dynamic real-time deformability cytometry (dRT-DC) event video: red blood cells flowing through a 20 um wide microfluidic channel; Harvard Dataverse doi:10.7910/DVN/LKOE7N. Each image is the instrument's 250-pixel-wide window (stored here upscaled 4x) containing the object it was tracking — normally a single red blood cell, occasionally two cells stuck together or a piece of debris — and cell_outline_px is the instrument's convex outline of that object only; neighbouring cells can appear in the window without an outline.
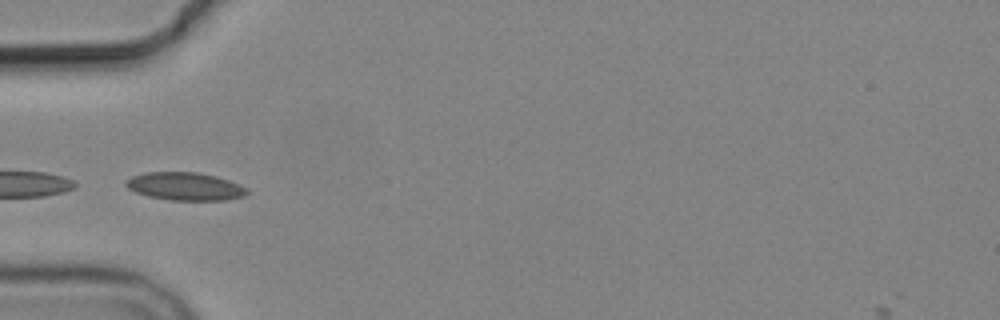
{"species": "common noctule bat (a hibernating species)", "species_latin": "Nyctalus noctula", "temperature_condition": "cold", "stored_images_in_passage": 6, "camera_frame_rate_fps": 3000, "um_per_image_px": 0.085, "animal": {"sex": "male", "body_mass_g": 19.2, "forearm_length_mm": 51.8}, "frame": {"image": 1, "passage_image": 6, "time_ms": 6.0, "image_size_px": [1000, 320], "cell_outline_px": [[248, 192], [244, 196], [224, 200], [168, 200], [148, 196], [136, 192], [128, 188], [124, 184], [132, 176], [144, 172], [196, 172], [216, 176], [228, 180], [248, 188]], "centroid_in_image_um": [15.73, 15.84], "position_along_channel_um": 69.3, "area_um2": 19.65}}